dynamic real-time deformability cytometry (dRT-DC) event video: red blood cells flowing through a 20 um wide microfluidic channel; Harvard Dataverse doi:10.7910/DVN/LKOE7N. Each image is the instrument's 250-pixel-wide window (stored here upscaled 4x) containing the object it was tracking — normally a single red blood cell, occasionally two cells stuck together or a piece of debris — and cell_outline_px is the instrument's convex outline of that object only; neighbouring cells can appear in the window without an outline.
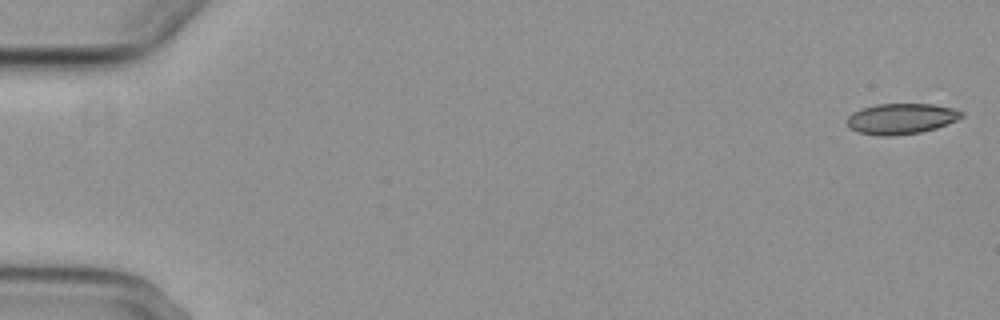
{"species": "common noctule bat (a hibernating species)", "species_latin": "Nyctalus noctula", "temperature_condition": "cold", "stored_images_in_passage": 4, "camera_frame_rate_fps": 3000, "um_per_image_px": 0.085, "animal": {"sex": "female", "body_mass_g": 29.2, "forearm_length_mm": 56.3}, "frame": {"image": 1, "passage_image": 1, "time_ms": 0.0, "image_size_px": [1000, 320], "cell_outline_px": [[964, 116], [948, 124], [936, 128], [920, 132], [892, 136], [880, 136], [856, 132], [848, 128], [848, 116], [852, 112], [876, 104], [932, 104], [952, 108], [964, 112]], "centroid_in_image_um": [76.59, 10.1], "position_along_channel_um": 8.4, "area_um2": 20.52}}
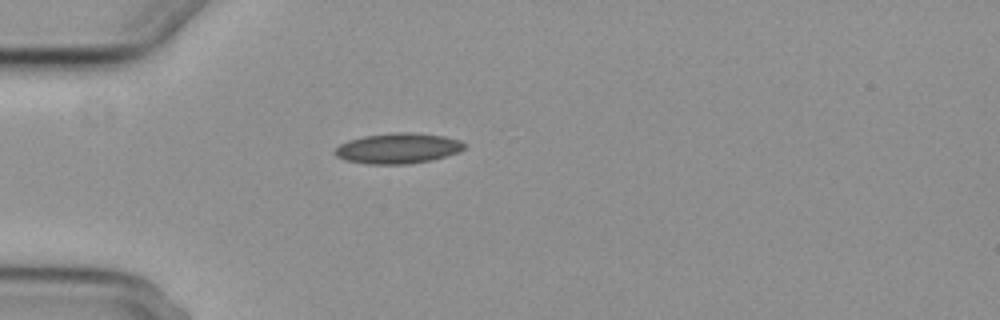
{"frame": {"image": 2, "passage_image": 4, "time_ms": 5.0, "image_size_px": [1000, 320], "cell_outline_px": [[464, 148], [456, 152], [432, 160], [408, 164], [368, 164], [344, 160], [336, 156], [332, 152], [340, 144], [348, 140], [364, 136], [392, 132], [408, 132], [444, 136], [460, 140], [464, 144]], "centroid_in_image_um": [33.77, 12.61], "position_along_channel_um": 51.2, "area_um2": 22.89}}